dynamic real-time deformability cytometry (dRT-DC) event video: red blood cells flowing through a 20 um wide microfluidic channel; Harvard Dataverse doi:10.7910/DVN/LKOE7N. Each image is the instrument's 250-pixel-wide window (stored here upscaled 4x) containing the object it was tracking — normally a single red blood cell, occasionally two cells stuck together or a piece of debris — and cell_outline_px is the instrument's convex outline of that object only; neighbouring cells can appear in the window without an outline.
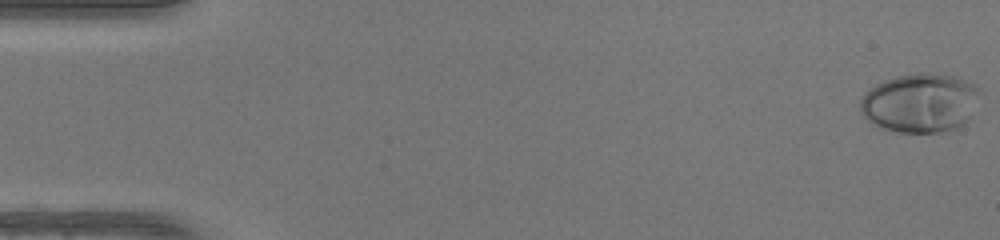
{"species": "human", "species_latin": "Homo sapiens", "temperature_condition": "warm", "stored_images_in_passage": 49, "camera_frame_rate_fps": 3000, "um_per_image_px": 0.085, "donor": {"sex": "female"}, "frame": {"image": 1, "passage_image": 1, "time_ms": 0.0, "image_size_px": [1000, 240], "cell_outline_px": [[984, 92], [972, 116], [964, 124], [956, 128], [940, 132], [900, 132], [880, 128], [868, 120], [860, 112], [860, 100], [876, 84], [884, 80], [896, 76], [916, 72], [928, 72], [952, 76], [964, 80], [972, 84]], "centroid_in_image_um": [78.27, 8.74], "position_along_channel_um": 6.7, "area_um2": 41.62}}
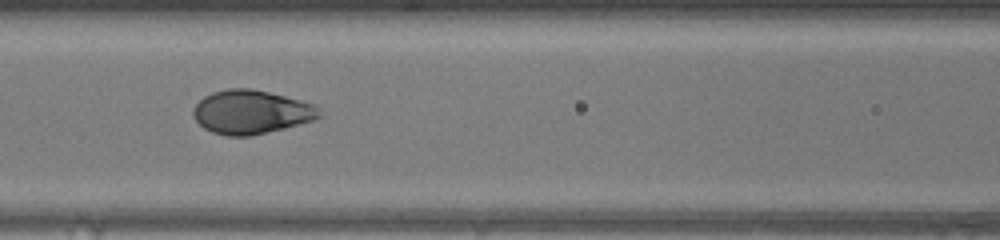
{"frame": {"image": 2, "passage_image": 22, "time_ms": 7.0, "image_size_px": [1000, 240], "cell_outline_px": [[320, 116], [316, 120], [284, 128], [248, 136], [228, 136], [212, 132], [204, 128], [192, 116], [192, 108], [204, 96], [212, 92], [228, 88], [252, 88], [300, 100], [312, 104], [320, 108]], "centroid_in_image_um": [21.33, 9.52], "position_along_channel_um": 145.3, "area_um2": 32.14}}
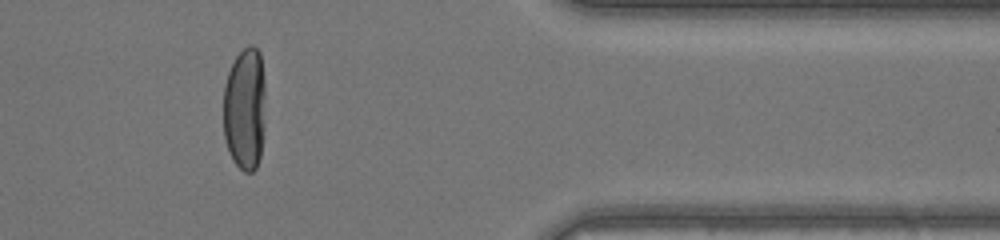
{"frame": {"image": 3, "passage_image": 41, "time_ms": 13.333, "image_size_px": [1000, 240], "cell_outline_px": [[264, 96], [260, 156], [256, 168], [252, 172], [244, 172], [232, 160], [228, 152], [224, 136], [224, 84], [228, 72], [236, 56], [248, 44], [252, 44], [260, 52], [264, 80]], "centroid_in_image_um": [20.78, 9.23], "position_along_channel_um": 390.6, "area_um2": 30.0}, "authors_computed_cell_mechanics": {"area_um2": 33.4084, "velocity_mm_per_s": 4.2441, "shape_relaxation_time_tau1_ms": 4.0306, "shape_relaxation_time_tau2_ms": null, "deformation_change_tau1": 0.2366, "deformation_change_tau2": null}}